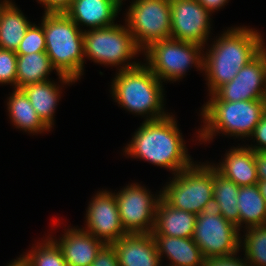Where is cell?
<instances>
[{"label": "cell", "instance_id": "6da1fadb", "mask_svg": "<svg viewBox=\"0 0 266 266\" xmlns=\"http://www.w3.org/2000/svg\"><path fill=\"white\" fill-rule=\"evenodd\" d=\"M124 150L125 155L169 169L174 175L194 163L176 119L170 114L159 120L144 121Z\"/></svg>", "mask_w": 266, "mask_h": 266}, {"label": "cell", "instance_id": "7a4b0ae2", "mask_svg": "<svg viewBox=\"0 0 266 266\" xmlns=\"http://www.w3.org/2000/svg\"><path fill=\"white\" fill-rule=\"evenodd\" d=\"M255 29L234 27L227 29L204 56L203 71L209 94L231 82L242 67L254 59L264 48L262 35Z\"/></svg>", "mask_w": 266, "mask_h": 266}, {"label": "cell", "instance_id": "3957f363", "mask_svg": "<svg viewBox=\"0 0 266 266\" xmlns=\"http://www.w3.org/2000/svg\"><path fill=\"white\" fill-rule=\"evenodd\" d=\"M46 54L62 85L76 82L84 71V30L65 12L44 13L42 17Z\"/></svg>", "mask_w": 266, "mask_h": 266}, {"label": "cell", "instance_id": "277c9868", "mask_svg": "<svg viewBox=\"0 0 266 266\" xmlns=\"http://www.w3.org/2000/svg\"><path fill=\"white\" fill-rule=\"evenodd\" d=\"M111 86L113 99L133 114L145 116V121L159 120L169 115L163 109L162 82L146 63L119 70Z\"/></svg>", "mask_w": 266, "mask_h": 266}, {"label": "cell", "instance_id": "5b68a950", "mask_svg": "<svg viewBox=\"0 0 266 266\" xmlns=\"http://www.w3.org/2000/svg\"><path fill=\"white\" fill-rule=\"evenodd\" d=\"M266 111V99L238 102L208 101L202 107L204 127L198 131L201 141H210L215 133L236 138L251 137L256 125Z\"/></svg>", "mask_w": 266, "mask_h": 266}, {"label": "cell", "instance_id": "8992f818", "mask_svg": "<svg viewBox=\"0 0 266 266\" xmlns=\"http://www.w3.org/2000/svg\"><path fill=\"white\" fill-rule=\"evenodd\" d=\"M206 164L193 163L175 174L163 187L161 198L171 207L196 215L212 209L213 165Z\"/></svg>", "mask_w": 266, "mask_h": 266}, {"label": "cell", "instance_id": "52a82bcc", "mask_svg": "<svg viewBox=\"0 0 266 266\" xmlns=\"http://www.w3.org/2000/svg\"><path fill=\"white\" fill-rule=\"evenodd\" d=\"M84 57L95 63L119 66L125 70L140 64L128 62L142 51L136 44L127 25H111L108 27L84 30ZM127 64H124V63ZM122 65V66H121Z\"/></svg>", "mask_w": 266, "mask_h": 266}, {"label": "cell", "instance_id": "ba28073f", "mask_svg": "<svg viewBox=\"0 0 266 266\" xmlns=\"http://www.w3.org/2000/svg\"><path fill=\"white\" fill-rule=\"evenodd\" d=\"M204 48L203 45L173 38L163 39L144 50L146 65L161 82L176 81L184 77L193 64L198 70H203Z\"/></svg>", "mask_w": 266, "mask_h": 266}, {"label": "cell", "instance_id": "9c48e42d", "mask_svg": "<svg viewBox=\"0 0 266 266\" xmlns=\"http://www.w3.org/2000/svg\"><path fill=\"white\" fill-rule=\"evenodd\" d=\"M125 19L142 53L152 43L171 38V0H134Z\"/></svg>", "mask_w": 266, "mask_h": 266}, {"label": "cell", "instance_id": "30bf717a", "mask_svg": "<svg viewBox=\"0 0 266 266\" xmlns=\"http://www.w3.org/2000/svg\"><path fill=\"white\" fill-rule=\"evenodd\" d=\"M240 230L215 209L197 215L193 241L204 259L232 255L240 251Z\"/></svg>", "mask_w": 266, "mask_h": 266}, {"label": "cell", "instance_id": "8fae6325", "mask_svg": "<svg viewBox=\"0 0 266 266\" xmlns=\"http://www.w3.org/2000/svg\"><path fill=\"white\" fill-rule=\"evenodd\" d=\"M114 195L125 232L127 234L152 233L161 191L157 197H154L140 184L132 183Z\"/></svg>", "mask_w": 266, "mask_h": 266}, {"label": "cell", "instance_id": "7c38bea8", "mask_svg": "<svg viewBox=\"0 0 266 266\" xmlns=\"http://www.w3.org/2000/svg\"><path fill=\"white\" fill-rule=\"evenodd\" d=\"M209 96L208 101L266 99V47L242 67L231 82L225 83Z\"/></svg>", "mask_w": 266, "mask_h": 266}, {"label": "cell", "instance_id": "4fadbf2b", "mask_svg": "<svg viewBox=\"0 0 266 266\" xmlns=\"http://www.w3.org/2000/svg\"><path fill=\"white\" fill-rule=\"evenodd\" d=\"M212 14L197 0H171V38L205 45Z\"/></svg>", "mask_w": 266, "mask_h": 266}, {"label": "cell", "instance_id": "5bb4252c", "mask_svg": "<svg viewBox=\"0 0 266 266\" xmlns=\"http://www.w3.org/2000/svg\"><path fill=\"white\" fill-rule=\"evenodd\" d=\"M84 231L94 235L106 245L127 235L120 220V214L114 193L100 191L91 200L86 210Z\"/></svg>", "mask_w": 266, "mask_h": 266}, {"label": "cell", "instance_id": "9a60e30c", "mask_svg": "<svg viewBox=\"0 0 266 266\" xmlns=\"http://www.w3.org/2000/svg\"><path fill=\"white\" fill-rule=\"evenodd\" d=\"M123 0H72L65 13L80 28V25L97 29L115 25Z\"/></svg>", "mask_w": 266, "mask_h": 266}, {"label": "cell", "instance_id": "2e32d148", "mask_svg": "<svg viewBox=\"0 0 266 266\" xmlns=\"http://www.w3.org/2000/svg\"><path fill=\"white\" fill-rule=\"evenodd\" d=\"M111 245L120 266H159L161 263L151 233L127 234Z\"/></svg>", "mask_w": 266, "mask_h": 266}, {"label": "cell", "instance_id": "e0dca14e", "mask_svg": "<svg viewBox=\"0 0 266 266\" xmlns=\"http://www.w3.org/2000/svg\"><path fill=\"white\" fill-rule=\"evenodd\" d=\"M67 266H91L97 253L105 245L83 229L68 228L57 241Z\"/></svg>", "mask_w": 266, "mask_h": 266}, {"label": "cell", "instance_id": "ac0fdd59", "mask_svg": "<svg viewBox=\"0 0 266 266\" xmlns=\"http://www.w3.org/2000/svg\"><path fill=\"white\" fill-rule=\"evenodd\" d=\"M215 165L213 167L218 173L240 187L258 183L255 151L249 147H233L223 161Z\"/></svg>", "mask_w": 266, "mask_h": 266}, {"label": "cell", "instance_id": "d6986e66", "mask_svg": "<svg viewBox=\"0 0 266 266\" xmlns=\"http://www.w3.org/2000/svg\"><path fill=\"white\" fill-rule=\"evenodd\" d=\"M197 215L168 205L162 198L156 208L152 235L193 238Z\"/></svg>", "mask_w": 266, "mask_h": 266}, {"label": "cell", "instance_id": "ffe728a7", "mask_svg": "<svg viewBox=\"0 0 266 266\" xmlns=\"http://www.w3.org/2000/svg\"><path fill=\"white\" fill-rule=\"evenodd\" d=\"M160 257L166 255L170 266H203L204 257L193 238L152 235Z\"/></svg>", "mask_w": 266, "mask_h": 266}, {"label": "cell", "instance_id": "44dd1931", "mask_svg": "<svg viewBox=\"0 0 266 266\" xmlns=\"http://www.w3.org/2000/svg\"><path fill=\"white\" fill-rule=\"evenodd\" d=\"M32 22L8 0L0 10V48L15 51Z\"/></svg>", "mask_w": 266, "mask_h": 266}, {"label": "cell", "instance_id": "7402d4cb", "mask_svg": "<svg viewBox=\"0 0 266 266\" xmlns=\"http://www.w3.org/2000/svg\"><path fill=\"white\" fill-rule=\"evenodd\" d=\"M60 86L53 81L29 84L21 88L27 95L42 122L51 129L54 125V113L60 99Z\"/></svg>", "mask_w": 266, "mask_h": 266}, {"label": "cell", "instance_id": "603a6c76", "mask_svg": "<svg viewBox=\"0 0 266 266\" xmlns=\"http://www.w3.org/2000/svg\"><path fill=\"white\" fill-rule=\"evenodd\" d=\"M239 187L231 180L223 177L213 167V205L226 220L235 224L240 230V215L237 207Z\"/></svg>", "mask_w": 266, "mask_h": 266}, {"label": "cell", "instance_id": "cb8c5ba5", "mask_svg": "<svg viewBox=\"0 0 266 266\" xmlns=\"http://www.w3.org/2000/svg\"><path fill=\"white\" fill-rule=\"evenodd\" d=\"M7 109L13 125L30 133H42L50 129L42 122L22 89L14 88L8 98Z\"/></svg>", "mask_w": 266, "mask_h": 266}, {"label": "cell", "instance_id": "d4e9b609", "mask_svg": "<svg viewBox=\"0 0 266 266\" xmlns=\"http://www.w3.org/2000/svg\"><path fill=\"white\" fill-rule=\"evenodd\" d=\"M16 88L46 82L50 72L55 68L46 52L17 55Z\"/></svg>", "mask_w": 266, "mask_h": 266}, {"label": "cell", "instance_id": "484cf974", "mask_svg": "<svg viewBox=\"0 0 266 266\" xmlns=\"http://www.w3.org/2000/svg\"><path fill=\"white\" fill-rule=\"evenodd\" d=\"M237 207L239 208L240 227L243 224L246 228L266 225V203L257 184L239 187Z\"/></svg>", "mask_w": 266, "mask_h": 266}, {"label": "cell", "instance_id": "4316f807", "mask_svg": "<svg viewBox=\"0 0 266 266\" xmlns=\"http://www.w3.org/2000/svg\"><path fill=\"white\" fill-rule=\"evenodd\" d=\"M244 240H240V248L245 252L244 259L250 266H266V225L246 228Z\"/></svg>", "mask_w": 266, "mask_h": 266}, {"label": "cell", "instance_id": "83f0119b", "mask_svg": "<svg viewBox=\"0 0 266 266\" xmlns=\"http://www.w3.org/2000/svg\"><path fill=\"white\" fill-rule=\"evenodd\" d=\"M51 236L21 255L27 266H67L62 251Z\"/></svg>", "mask_w": 266, "mask_h": 266}, {"label": "cell", "instance_id": "f1b7e54d", "mask_svg": "<svg viewBox=\"0 0 266 266\" xmlns=\"http://www.w3.org/2000/svg\"><path fill=\"white\" fill-rule=\"evenodd\" d=\"M46 51L45 34L43 31V24L40 26L31 24L27 29V32L20 42L18 49L16 50L17 55H26L30 53H39Z\"/></svg>", "mask_w": 266, "mask_h": 266}, {"label": "cell", "instance_id": "f546056e", "mask_svg": "<svg viewBox=\"0 0 266 266\" xmlns=\"http://www.w3.org/2000/svg\"><path fill=\"white\" fill-rule=\"evenodd\" d=\"M17 54L15 51L0 48V83L11 84L16 88Z\"/></svg>", "mask_w": 266, "mask_h": 266}, {"label": "cell", "instance_id": "4dcf8cb0", "mask_svg": "<svg viewBox=\"0 0 266 266\" xmlns=\"http://www.w3.org/2000/svg\"><path fill=\"white\" fill-rule=\"evenodd\" d=\"M91 266H120L113 246L105 244L97 253Z\"/></svg>", "mask_w": 266, "mask_h": 266}, {"label": "cell", "instance_id": "1f68e13d", "mask_svg": "<svg viewBox=\"0 0 266 266\" xmlns=\"http://www.w3.org/2000/svg\"><path fill=\"white\" fill-rule=\"evenodd\" d=\"M245 259L237 257V253L227 256L204 259L203 266H250Z\"/></svg>", "mask_w": 266, "mask_h": 266}, {"label": "cell", "instance_id": "d6a6232c", "mask_svg": "<svg viewBox=\"0 0 266 266\" xmlns=\"http://www.w3.org/2000/svg\"><path fill=\"white\" fill-rule=\"evenodd\" d=\"M258 144L248 146L255 152H266V111L263 113L260 122L256 125L252 135Z\"/></svg>", "mask_w": 266, "mask_h": 266}, {"label": "cell", "instance_id": "836d02e7", "mask_svg": "<svg viewBox=\"0 0 266 266\" xmlns=\"http://www.w3.org/2000/svg\"><path fill=\"white\" fill-rule=\"evenodd\" d=\"M45 7V13L65 12L71 5L72 0H38Z\"/></svg>", "mask_w": 266, "mask_h": 266}, {"label": "cell", "instance_id": "e575fe53", "mask_svg": "<svg viewBox=\"0 0 266 266\" xmlns=\"http://www.w3.org/2000/svg\"><path fill=\"white\" fill-rule=\"evenodd\" d=\"M258 181H266V152H255Z\"/></svg>", "mask_w": 266, "mask_h": 266}, {"label": "cell", "instance_id": "d590c367", "mask_svg": "<svg viewBox=\"0 0 266 266\" xmlns=\"http://www.w3.org/2000/svg\"><path fill=\"white\" fill-rule=\"evenodd\" d=\"M201 5H203L210 12H214L225 6L228 0H197Z\"/></svg>", "mask_w": 266, "mask_h": 266}, {"label": "cell", "instance_id": "8d00e7d4", "mask_svg": "<svg viewBox=\"0 0 266 266\" xmlns=\"http://www.w3.org/2000/svg\"><path fill=\"white\" fill-rule=\"evenodd\" d=\"M257 186L266 203V181H258Z\"/></svg>", "mask_w": 266, "mask_h": 266}, {"label": "cell", "instance_id": "74e56055", "mask_svg": "<svg viewBox=\"0 0 266 266\" xmlns=\"http://www.w3.org/2000/svg\"><path fill=\"white\" fill-rule=\"evenodd\" d=\"M7 266H27V264L24 261V259L20 256L16 260L14 259V261H12L11 264L9 263Z\"/></svg>", "mask_w": 266, "mask_h": 266}, {"label": "cell", "instance_id": "f35d334b", "mask_svg": "<svg viewBox=\"0 0 266 266\" xmlns=\"http://www.w3.org/2000/svg\"><path fill=\"white\" fill-rule=\"evenodd\" d=\"M7 1H8V0H4V1H2V2L0 3V10H1V8L6 4Z\"/></svg>", "mask_w": 266, "mask_h": 266}]
</instances>
